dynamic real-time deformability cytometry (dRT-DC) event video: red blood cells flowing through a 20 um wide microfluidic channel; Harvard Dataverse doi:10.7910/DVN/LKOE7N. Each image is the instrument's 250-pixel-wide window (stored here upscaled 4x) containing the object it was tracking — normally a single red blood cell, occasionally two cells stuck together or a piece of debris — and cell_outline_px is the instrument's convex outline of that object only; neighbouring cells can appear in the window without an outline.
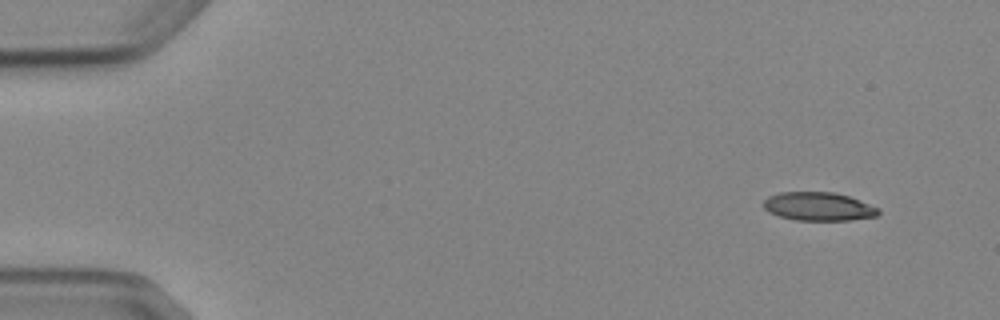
{"species": "Egyptian fruit bat (a non-hibernating species)", "species_latin": "Rousettus aegyptiacus", "temperature_condition": "cold", "stored_images_in_passage": 4, "camera_frame_rate_fps": 3000, "um_per_image_px": 0.085, "animal": {"sex": "female"}, "frame": {"image": 1, "passage_image": 1, "time_ms": 0.0, "image_size_px": [1000, 320], "cell_outline_px": [[880, 212], [876, 216], [852, 220], [796, 220], [780, 216], [768, 212], [764, 208], [764, 200], [768, 196], [780, 192], [836, 192], [860, 200], [880, 208]], "centroid_in_image_um": [69.59, 17.55], "position_along_channel_um": 15.4, "area_um2": 19.13}}
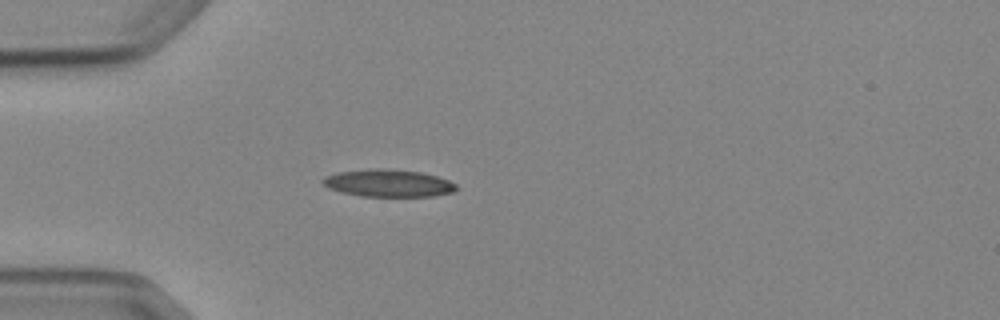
{"frame": {"image": 2, "passage_image": 4, "time_ms": 3.667, "image_size_px": [1000, 320], "cell_outline_px": [[456, 192], [432, 196], [360, 196], [340, 192], [328, 188], [320, 180], [324, 176], [336, 172], [372, 168], [376, 168], [420, 172], [436, 176], [448, 180], [456, 184]], "centroid_in_image_um": [32.96, 15.57], "position_along_channel_um": 52.0, "area_um2": 21.33}}